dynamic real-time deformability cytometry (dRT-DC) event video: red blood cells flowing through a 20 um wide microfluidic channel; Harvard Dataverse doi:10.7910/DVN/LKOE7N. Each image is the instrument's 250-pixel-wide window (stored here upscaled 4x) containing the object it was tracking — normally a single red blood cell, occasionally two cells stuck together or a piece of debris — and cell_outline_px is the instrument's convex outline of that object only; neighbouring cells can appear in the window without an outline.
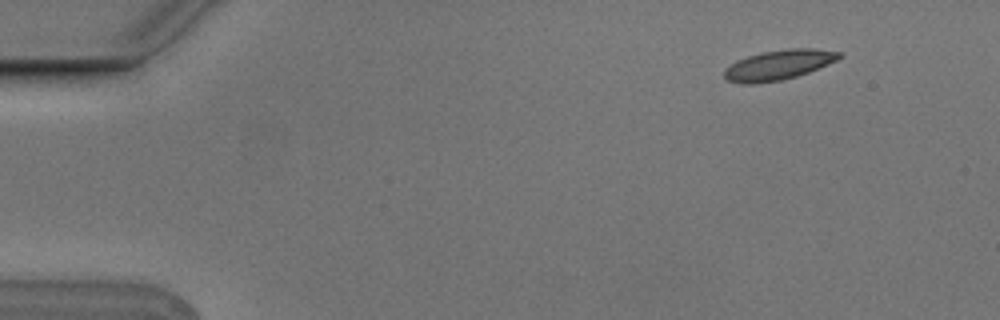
{"species": "Egyptian fruit bat (a non-hibernating species)", "species_latin": "Rousettus aegyptiacus", "temperature_condition": "cold", "stored_images_in_passage": 5, "camera_frame_rate_fps": 3000, "um_per_image_px": 0.085, "animal": {"sex": "male"}, "frame": {"image": 1, "passage_image": 2, "time_ms": 0.333, "image_size_px": [1000, 320], "cell_outline_px": [[844, 56], [828, 64], [808, 72], [796, 76], [780, 80], [752, 84], [744, 84], [728, 80], [724, 76], [724, 68], [736, 60], [748, 56], [764, 52], [788, 48], [816, 48], [840, 52]], "centroid_in_image_um": [66.18, 5.51], "position_along_channel_um": 18.8, "area_um2": 19.94}}
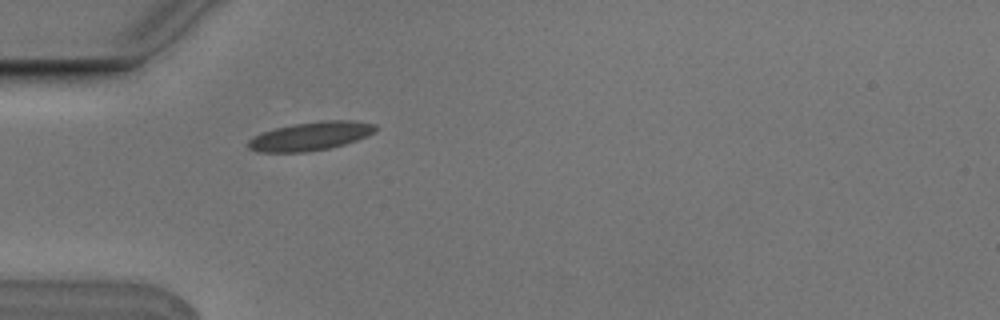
{"frame": {"image": 2, "passage_image": 5, "time_ms": 1.333, "image_size_px": [1000, 320], "cell_outline_px": [[376, 128], [368, 136], [344, 144], [328, 148], [308, 152], [256, 152], [248, 148], [248, 140], [264, 132], [276, 128], [296, 124], [320, 120], [356, 120], [376, 124]], "centroid_in_image_um": [26.42, 11.57], "position_along_channel_um": 58.6, "area_um2": 21.04}}